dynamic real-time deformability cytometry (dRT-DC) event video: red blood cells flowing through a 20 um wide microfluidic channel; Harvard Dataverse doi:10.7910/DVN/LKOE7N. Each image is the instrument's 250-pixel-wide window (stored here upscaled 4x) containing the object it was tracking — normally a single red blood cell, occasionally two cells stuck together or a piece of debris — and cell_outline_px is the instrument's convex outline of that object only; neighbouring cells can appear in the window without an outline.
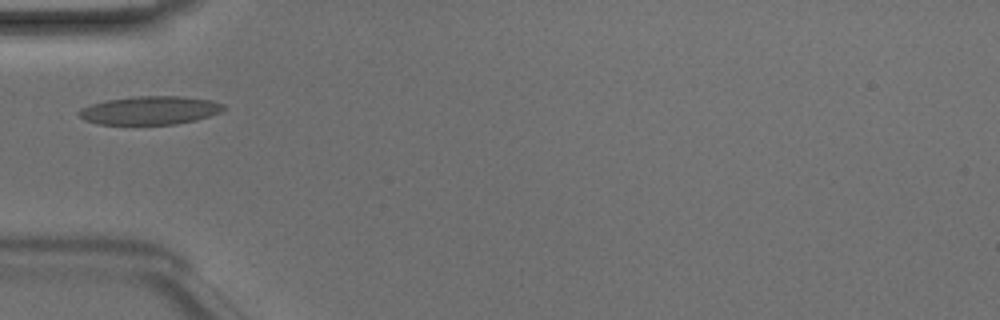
{"species": "Egyptian fruit bat (a non-hibernating species)", "species_latin": "Rousettus aegyptiacus", "temperature_condition": "room temperature", "stored_images_in_passage": 21, "camera_frame_rate_fps": 3000, "um_per_image_px": 0.085, "animal": {"sex": "male"}, "frame": {"image": 1, "passage_image": 1, "time_ms": 0.0, "image_size_px": [1000, 320], "cell_outline_px": [[224, 108], [220, 112], [196, 120], [176, 124], [96, 124], [84, 120], [76, 112], [80, 108], [104, 100], [136, 96], [184, 96], [212, 100], [224, 104]], "centroid_in_image_um": [12.72, 9.37], "position_along_channel_um": 72.3, "area_um2": 24.04}}